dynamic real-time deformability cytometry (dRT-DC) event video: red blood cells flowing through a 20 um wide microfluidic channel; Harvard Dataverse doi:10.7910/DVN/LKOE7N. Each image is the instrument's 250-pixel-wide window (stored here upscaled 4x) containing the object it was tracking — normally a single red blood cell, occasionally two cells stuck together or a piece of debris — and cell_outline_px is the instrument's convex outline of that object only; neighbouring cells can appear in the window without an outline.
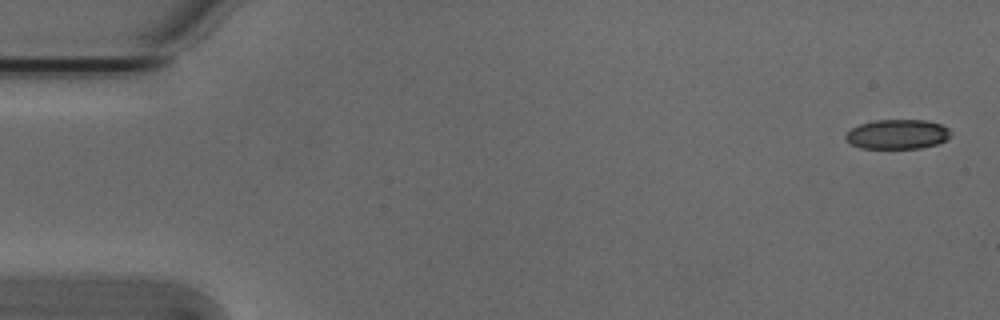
{"species": "Egyptian fruit bat (a non-hibernating species)", "species_latin": "Rousettus aegyptiacus", "temperature_condition": "cold", "stored_images_in_passage": 53, "camera_frame_rate_fps": 3000, "um_per_image_px": 0.085, "animal": {"sex": "male"}, "frame": {"image": 1, "passage_image": 1, "time_ms": 0.0, "image_size_px": [1000, 320], "cell_outline_px": [[952, 132], [948, 140], [936, 144], [920, 148], [860, 148], [844, 140], [844, 136], [852, 128], [860, 124], [876, 120], [924, 120], [940, 124], [948, 128]], "centroid_in_image_um": [76.29, 11.41], "position_along_channel_um": 8.7, "area_um2": 18.15}}
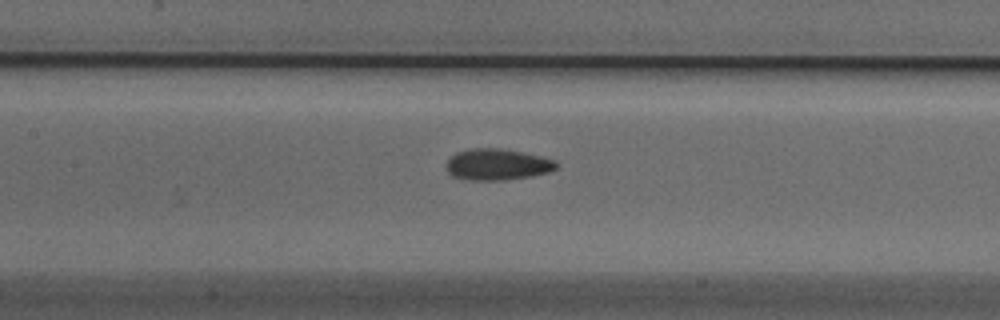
{"frame": {"image": 2, "passage_image": 24, "time_ms": 7.667, "image_size_px": [1000, 320], "cell_outline_px": [[556, 168], [548, 172], [532, 176], [500, 180], [468, 180], [452, 176], [448, 172], [448, 160], [456, 152], [472, 148], [500, 148], [540, 156], [556, 160]], "centroid_in_image_um": [42.26, 13.98], "position_along_channel_um": 165.1, "area_um2": 19.83}}
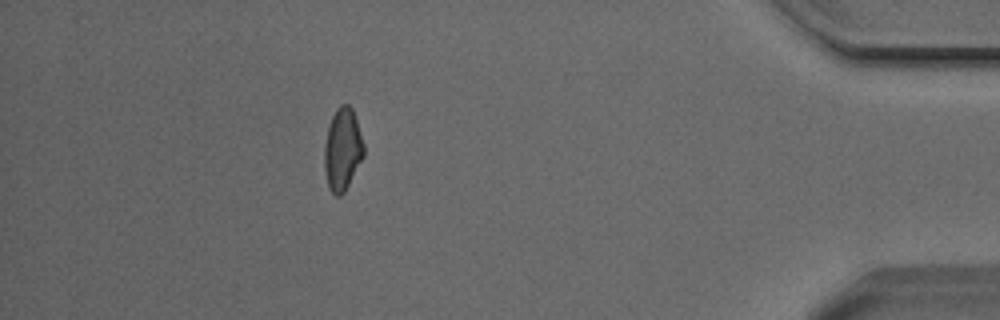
{"frame": {"image": 3, "passage_image": 47, "time_ms": 15.333, "image_size_px": [1000, 320], "cell_outline_px": [[364, 156], [344, 192], [340, 196], [336, 196], [328, 188], [324, 168], [324, 144], [328, 128], [332, 116], [336, 108], [340, 104], [348, 104], [352, 108], [364, 144]], "centroid_in_image_um": [29.1, 12.7], "position_along_channel_um": 406.1, "area_um2": 18.9}, "authors_computed_cell_mechanics": {"area_um2": 19.1318, "velocity_mm_per_s": 3.8386, "shape_relaxation_time_tau1_ms": 5.8931, "shape_relaxation_time_tau2_ms": 3.9495, "deformation_change_tau1": 0.1202, "deformation_change_tau2": 0.1076}}